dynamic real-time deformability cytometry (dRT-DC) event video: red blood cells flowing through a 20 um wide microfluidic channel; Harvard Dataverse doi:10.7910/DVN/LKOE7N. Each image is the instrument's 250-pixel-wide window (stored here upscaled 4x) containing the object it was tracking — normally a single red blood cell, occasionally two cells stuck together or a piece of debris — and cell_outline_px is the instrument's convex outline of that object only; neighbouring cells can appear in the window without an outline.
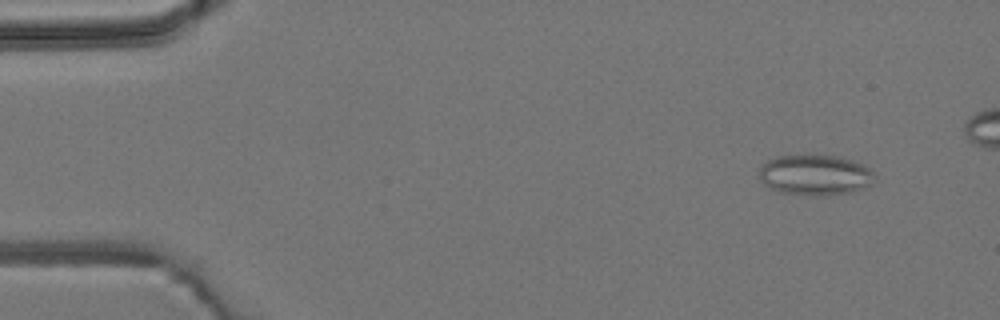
{"species": "common noctule bat (a hibernating species)", "species_latin": "Nyctalus noctula", "temperature_condition": "room temperature", "stored_images_in_passage": 6, "camera_frame_rate_fps": 3000, "um_per_image_px": 0.085, "animal": {"sex": "male", "body_mass_g": 19.2, "forearm_length_mm": 51.8}, "frame": {"image": 1, "passage_image": 2, "time_ms": 1.333, "image_size_px": [1000, 320], "cell_outline_px": [[876, 176], [864, 188], [852, 192], [824, 196], [816, 196], [780, 192], [764, 184], [760, 180], [760, 164], [776, 156], [804, 152], [808, 152], [840, 156], [864, 164]], "centroid_in_image_um": [69.25, 14.82], "position_along_channel_um": 15.7, "area_um2": 28.15}}